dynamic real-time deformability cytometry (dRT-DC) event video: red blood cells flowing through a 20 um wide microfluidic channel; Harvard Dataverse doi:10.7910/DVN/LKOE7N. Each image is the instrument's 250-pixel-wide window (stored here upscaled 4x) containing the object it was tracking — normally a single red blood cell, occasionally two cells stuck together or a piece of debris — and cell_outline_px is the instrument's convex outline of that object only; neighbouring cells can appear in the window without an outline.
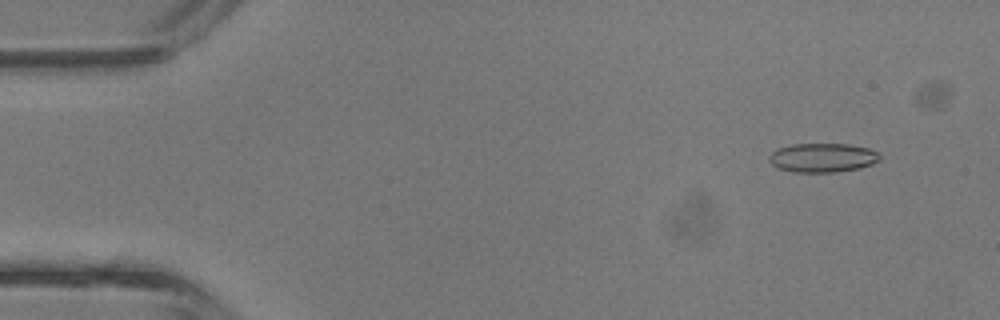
{"species": "common noctule bat (a hibernating species)", "species_latin": "Nyctalus noctula", "temperature_condition": "room temperature", "stored_images_in_passage": 40, "camera_frame_rate_fps": 3000, "um_per_image_px": 0.085, "animal": {"sex": "male", "body_mass_g": 13.3}, "frame": {"image": 1, "passage_image": 4, "time_ms": 1.0, "image_size_px": [1000, 320], "cell_outline_px": [[880, 160], [872, 164], [860, 168], [836, 172], [792, 172], [780, 168], [772, 164], [768, 160], [768, 156], [776, 148], [792, 144], [848, 144], [868, 148], [876, 152], [880, 156]], "centroid_in_image_um": [69.9, 13.4], "position_along_channel_um": 15.1, "area_um2": 18.79}}
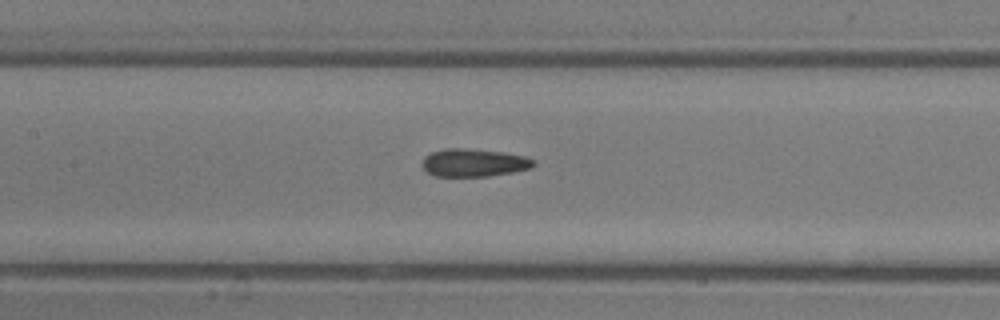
{"frame": {"image": 2, "passage_image": 20, "time_ms": 6.333, "image_size_px": [1000, 320], "cell_outline_px": [[536, 164], [528, 168], [512, 172], [488, 176], [436, 176], [428, 172], [424, 168], [424, 156], [432, 152], [444, 148], [464, 148], [504, 152], [524, 156], [532, 160]], "centroid_in_image_um": [40.26, 13.82], "position_along_channel_um": 167.1, "area_um2": 17.8}}
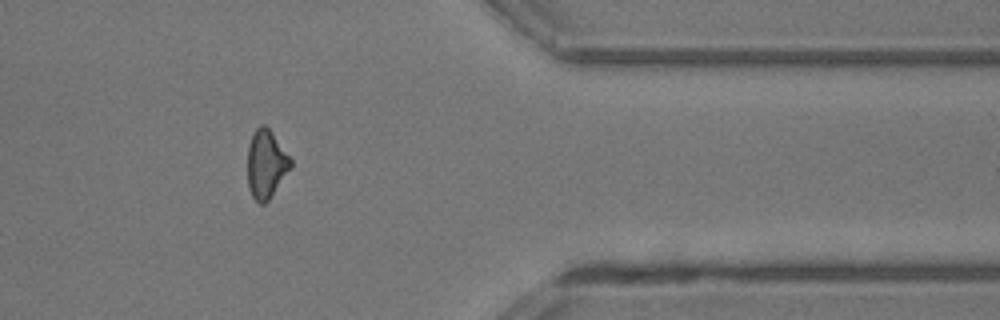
{"frame": {"image": 3, "passage_image": 35, "time_ms": 11.333, "image_size_px": [1000, 320], "cell_outline_px": [[292, 168], [268, 200], [264, 204], [260, 204], [252, 196], [248, 188], [248, 144], [256, 128], [260, 124], [264, 124], [272, 132], [292, 160]], "centroid_in_image_um": [22.62, 13.95], "position_along_channel_um": 388.8, "area_um2": 17.17}}